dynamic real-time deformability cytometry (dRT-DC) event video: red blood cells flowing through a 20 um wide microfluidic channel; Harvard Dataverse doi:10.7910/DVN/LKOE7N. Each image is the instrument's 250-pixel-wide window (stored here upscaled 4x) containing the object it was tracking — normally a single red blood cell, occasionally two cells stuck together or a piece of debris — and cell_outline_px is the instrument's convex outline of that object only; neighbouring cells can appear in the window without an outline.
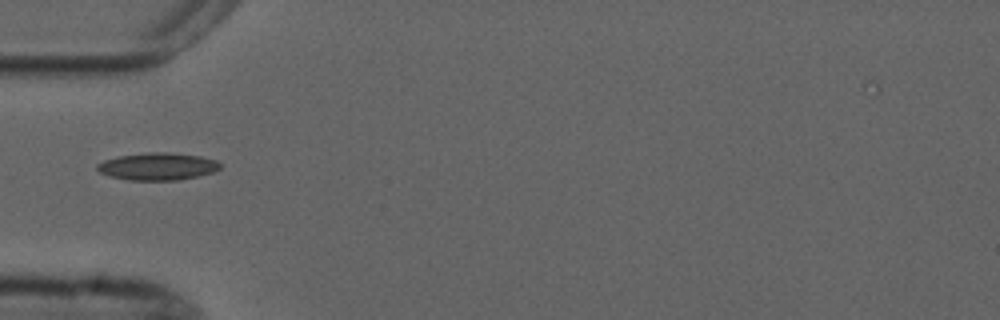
{"species": "common noctule bat (a hibernating species)", "species_latin": "Nyctalus noctula", "temperature_condition": "cold", "stored_images_in_passage": 5, "camera_frame_rate_fps": 3000, "um_per_image_px": 0.085, "animal": {"sex": "male", "forearm_length_mm": 52.5}, "frame": {"image": 1, "passage_image": 2, "time_ms": 1.333, "image_size_px": [1000, 320], "cell_outline_px": [[220, 168], [212, 172], [196, 176], [176, 180], [128, 180], [108, 176], [100, 172], [96, 168], [96, 164], [104, 160], [120, 156], [148, 152], [168, 152], [200, 156], [216, 160], [220, 164]], "centroid_in_image_um": [13.36, 14.14], "position_along_channel_um": 71.6, "area_um2": 19.48}}
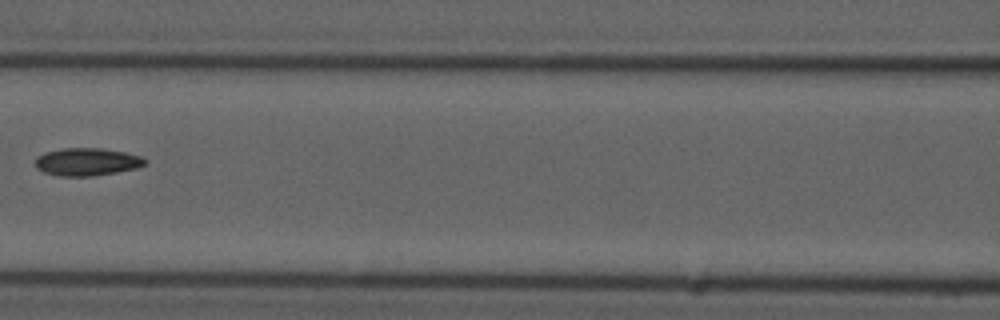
{"frame": {"image": 2, "passage_image": 4, "time_ms": 3.667, "image_size_px": [1000, 320], "cell_outline_px": [[148, 164], [136, 168], [116, 172], [92, 176], [60, 176], [44, 172], [36, 168], [36, 156], [44, 152], [64, 148], [100, 148], [124, 152], [140, 156], [148, 160]], "centroid_in_image_um": [7.4, 13.75], "position_along_channel_um": 159.2, "area_um2": 17.74}}
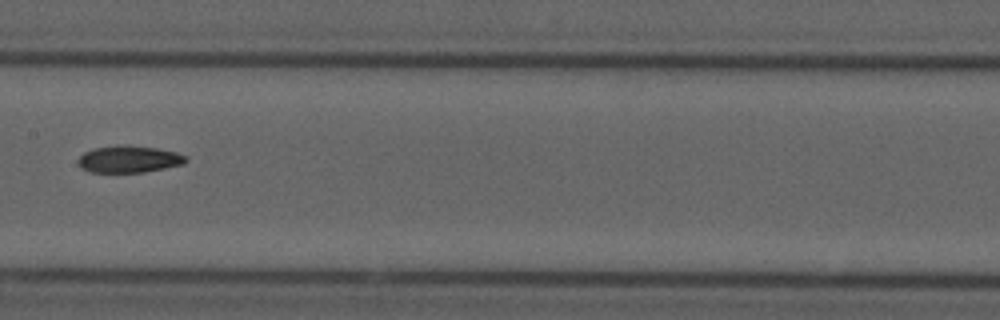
{"frame": {"image": 3, "passage_image": 5, "time_ms": 4.667, "image_size_px": [1000, 320], "cell_outline_px": [[188, 160], [184, 164], [144, 172], [92, 172], [80, 168], [76, 160], [84, 152], [92, 148], [116, 144], [124, 144], [156, 148], [176, 152], [188, 156]], "centroid_in_image_um": [10.94, 13.51], "position_along_channel_um": 196.5, "area_um2": 17.22}}